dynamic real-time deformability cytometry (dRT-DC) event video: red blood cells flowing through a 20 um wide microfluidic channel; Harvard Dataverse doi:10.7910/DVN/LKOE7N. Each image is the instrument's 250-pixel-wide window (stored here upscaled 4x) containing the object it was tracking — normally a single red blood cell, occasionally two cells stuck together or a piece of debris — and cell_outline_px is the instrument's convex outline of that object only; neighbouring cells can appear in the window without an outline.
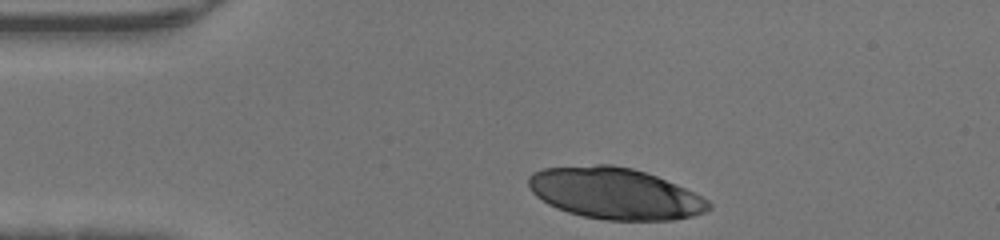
{"species": "human", "species_latin": "Homo sapiens", "temperature_condition": "warm", "stored_images_in_passage": 29, "camera_frame_rate_fps": 3000, "um_per_image_px": 0.085, "donor": {"sex": "male"}, "frame": {"image": 1, "passage_image": 1, "time_ms": 0.0, "image_size_px": [1000, 240], "cell_outline_px": [[712, 208], [704, 212], [692, 216], [672, 220], [604, 220], [584, 216], [568, 212], [556, 208], [548, 204], [536, 196], [532, 192], [528, 184], [528, 176], [532, 172], [544, 168], [596, 164], [612, 164], [632, 168], [656, 176], [676, 184], [708, 200], [712, 204]], "centroid_in_image_um": [52.24, 16.44], "position_along_channel_um": 32.8, "area_um2": 53.87}}
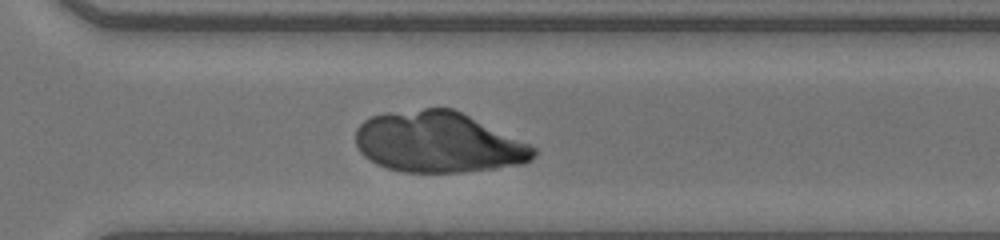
{"frame": {"image": 2, "passage_image": 25, "time_ms": 8.0, "image_size_px": [1000, 240], "cell_outline_px": [[536, 156], [532, 160], [524, 164], [496, 168], [464, 172], [404, 172], [388, 168], [376, 164], [364, 156], [360, 152], [356, 144], [356, 128], [364, 120], [372, 116], [384, 112], [424, 108], [452, 108], [528, 144], [536, 148]], "centroid_in_image_um": [37.22, 12.1], "position_along_channel_um": 333.4, "area_um2": 62.89}}
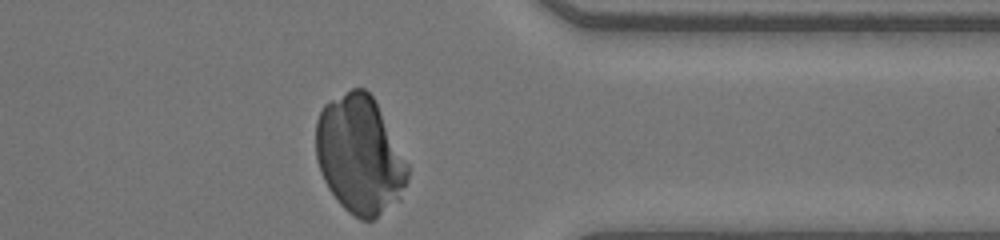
{"frame": {"image": 3, "passage_image": 29, "time_ms": 9.333, "image_size_px": [1000, 240], "cell_outline_px": [[408, 180], [400, 200], [372, 220], [360, 220], [348, 212], [336, 200], [328, 188], [320, 172], [316, 160], [316, 120], [324, 104], [352, 88], [364, 88], [372, 96], [408, 164]], "centroid_in_image_um": [30.56, 13.2], "position_along_channel_um": 380.8, "area_um2": 62.89}}